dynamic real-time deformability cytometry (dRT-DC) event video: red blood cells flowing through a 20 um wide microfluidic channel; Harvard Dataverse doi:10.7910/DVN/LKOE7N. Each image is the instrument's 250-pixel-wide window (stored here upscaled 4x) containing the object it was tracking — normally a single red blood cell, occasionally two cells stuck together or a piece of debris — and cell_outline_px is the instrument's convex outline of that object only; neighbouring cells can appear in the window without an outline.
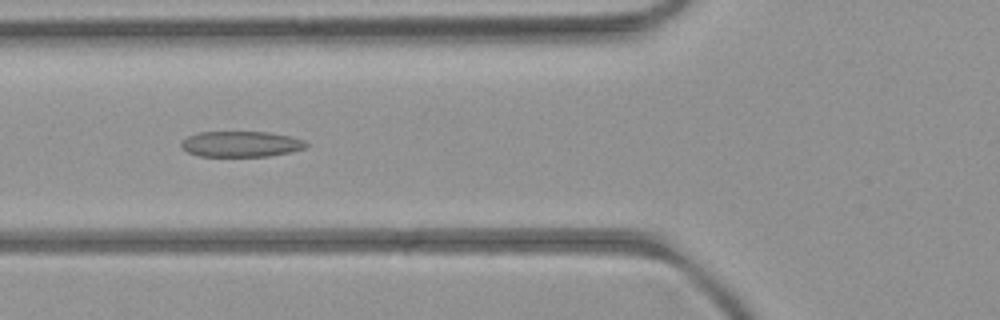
{"species": "common noctule bat (a hibernating species)", "species_latin": "Nyctalus noctula", "temperature_condition": "room temperature", "stored_images_in_passage": 7, "camera_frame_rate_fps": 3000, "um_per_image_px": 0.085, "animal": {"sex": "female", "body_mass_g": 21.9}, "frame": {"image": 1, "passage_image": 5, "time_ms": 4.333, "image_size_px": [1000, 320], "cell_outline_px": [[308, 144], [304, 148], [288, 152], [268, 156], [200, 156], [188, 152], [180, 144], [188, 136], [196, 132], [268, 132], [288, 136], [304, 140]], "centroid_in_image_um": [20.47, 12.24], "position_along_channel_um": 105.3, "area_um2": 18.44}}
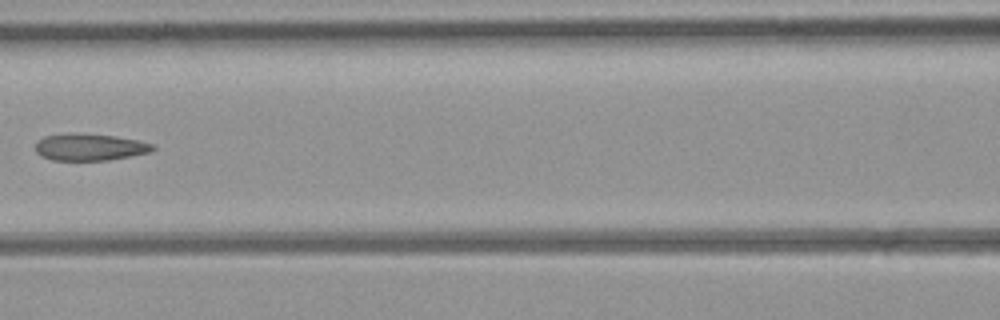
{"frame": {"image": 2, "passage_image": 6, "time_ms": 5.667, "image_size_px": [1000, 320], "cell_outline_px": [[156, 148], [152, 152], [108, 160], [52, 160], [40, 156], [36, 152], [36, 144], [44, 136], [116, 136], [136, 140], [152, 144]], "centroid_in_image_um": [7.68, 12.56], "position_along_channel_um": 158.9, "area_um2": 17.4}}
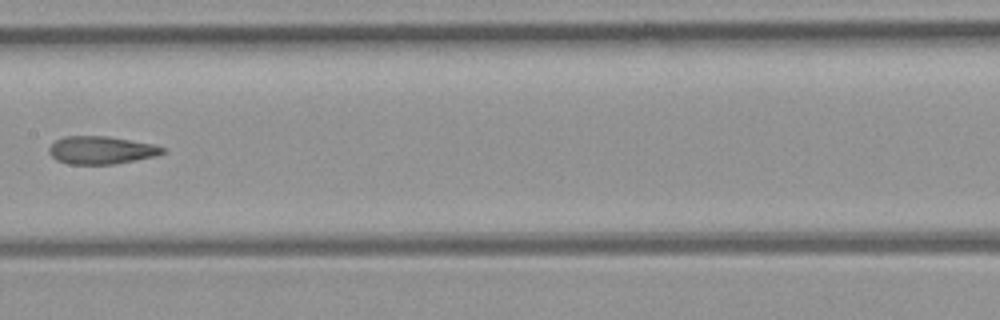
{"frame": {"image": 3, "passage_image": 7, "time_ms": 6.667, "image_size_px": [1000, 320], "cell_outline_px": [[164, 152], [156, 156], [116, 164], [68, 164], [56, 160], [48, 152], [48, 148], [56, 140], [64, 136], [108, 136], [152, 144], [164, 148]], "centroid_in_image_um": [8.57, 12.76], "position_along_channel_um": 198.8, "area_um2": 18.38}}